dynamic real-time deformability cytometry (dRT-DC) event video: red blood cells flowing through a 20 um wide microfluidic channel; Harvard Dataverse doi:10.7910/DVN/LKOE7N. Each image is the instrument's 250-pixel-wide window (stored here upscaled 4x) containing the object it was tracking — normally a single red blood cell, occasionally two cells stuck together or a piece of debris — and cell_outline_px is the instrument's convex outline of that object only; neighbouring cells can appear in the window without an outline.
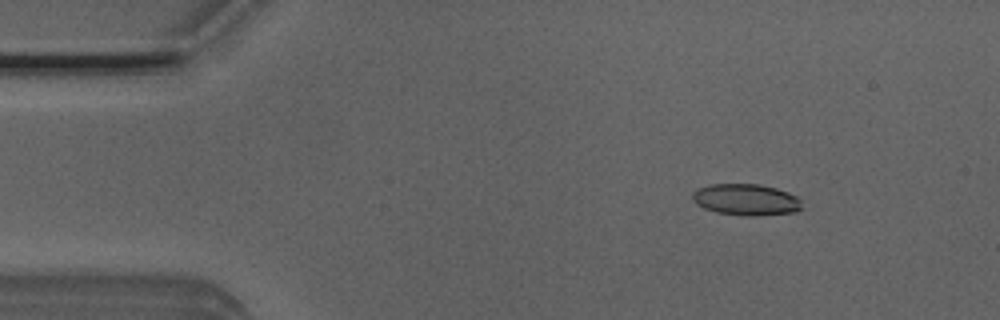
{"species": "Egyptian fruit bat (a non-hibernating species)", "species_latin": "Rousettus aegyptiacus", "temperature_condition": "room temperature", "stored_images_in_passage": 6, "camera_frame_rate_fps": 3000, "um_per_image_px": 0.085, "animal": {"sex": "male"}, "frame": {"image": 1, "passage_image": 3, "time_ms": 0.667, "image_size_px": [1000, 320], "cell_outline_px": [[804, 208], [796, 212], [752, 216], [744, 216], [716, 212], [704, 208], [696, 204], [692, 200], [692, 192], [708, 184], [760, 184], [776, 188], [788, 192], [796, 196], [800, 200]], "centroid_in_image_um": [63.42, 16.97], "position_along_channel_um": 21.6, "area_um2": 20.23}}
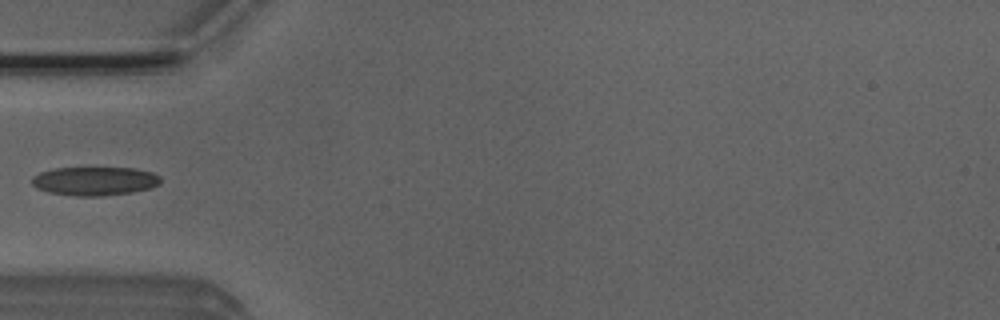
{"frame": {"image": 2, "passage_image": 5, "time_ms": 1.333, "image_size_px": [1000, 320], "cell_outline_px": [[160, 184], [152, 188], [132, 192], [100, 196], [76, 196], [48, 192], [36, 188], [32, 184], [32, 176], [40, 172], [56, 168], [136, 168], [152, 172], [160, 176]], "centroid_in_image_um": [8.06, 15.39], "position_along_channel_um": 76.9, "area_um2": 21.62}}